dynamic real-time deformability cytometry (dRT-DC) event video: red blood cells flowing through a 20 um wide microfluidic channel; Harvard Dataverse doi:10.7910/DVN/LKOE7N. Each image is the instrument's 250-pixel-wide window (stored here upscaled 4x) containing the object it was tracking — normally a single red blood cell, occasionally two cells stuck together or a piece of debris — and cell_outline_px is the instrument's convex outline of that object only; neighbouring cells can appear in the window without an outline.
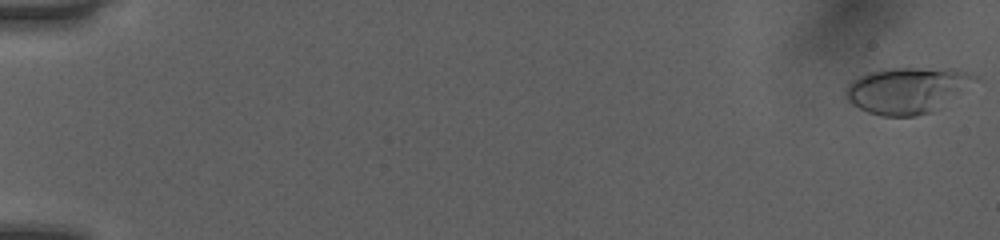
{"species": "human", "species_latin": "Homo sapiens", "temperature_condition": "room temperature", "stored_images_in_passage": 53, "camera_frame_rate_fps": 3000, "um_per_image_px": 0.085, "donor": {"sex": "female"}, "frame": {"image": 1, "passage_image": 1, "time_ms": 0.0, "image_size_px": [1000, 240], "cell_outline_px": [[980, 80], [944, 108], [932, 112], [916, 116], [880, 116], [868, 112], [852, 104], [844, 96], [844, 92], [848, 84], [852, 80], [868, 72], [892, 68], [960, 68], [976, 76]], "centroid_in_image_um": [77.21, 7.67], "position_along_channel_um": 7.8, "area_um2": 35.66}}
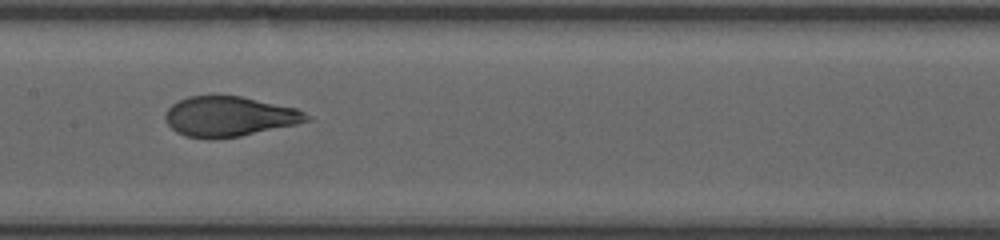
{"frame": {"image": 2, "passage_image": 28, "time_ms": 9.0, "image_size_px": [1000, 240], "cell_outline_px": [[312, 120], [296, 124], [240, 136], [212, 140], [208, 140], [184, 136], [176, 132], [164, 120], [164, 112], [172, 104], [188, 96], [240, 96], [296, 108], [312, 116]], "centroid_in_image_um": [19.46, 9.92], "position_along_channel_um": 187.9, "area_um2": 33.18}}
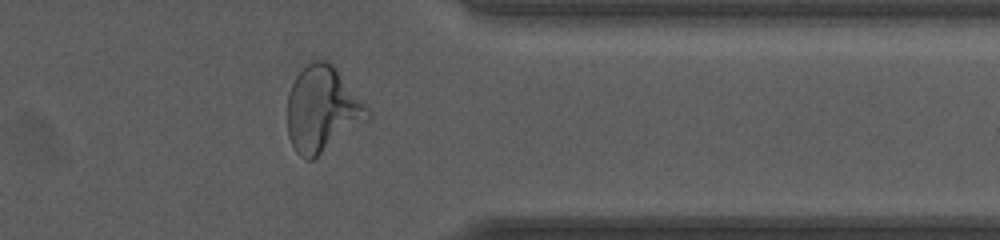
{"frame": {"image": 3, "passage_image": 43, "time_ms": 14.0, "image_size_px": [1000, 240], "cell_outline_px": [[372, 116], [312, 160], [308, 160], [300, 156], [296, 152], [288, 136], [288, 92], [296, 76], [312, 60], [328, 60], [336, 68], [372, 112]], "centroid_in_image_um": [27.39, 9.28], "position_along_channel_um": 384.0, "area_um2": 39.59}}